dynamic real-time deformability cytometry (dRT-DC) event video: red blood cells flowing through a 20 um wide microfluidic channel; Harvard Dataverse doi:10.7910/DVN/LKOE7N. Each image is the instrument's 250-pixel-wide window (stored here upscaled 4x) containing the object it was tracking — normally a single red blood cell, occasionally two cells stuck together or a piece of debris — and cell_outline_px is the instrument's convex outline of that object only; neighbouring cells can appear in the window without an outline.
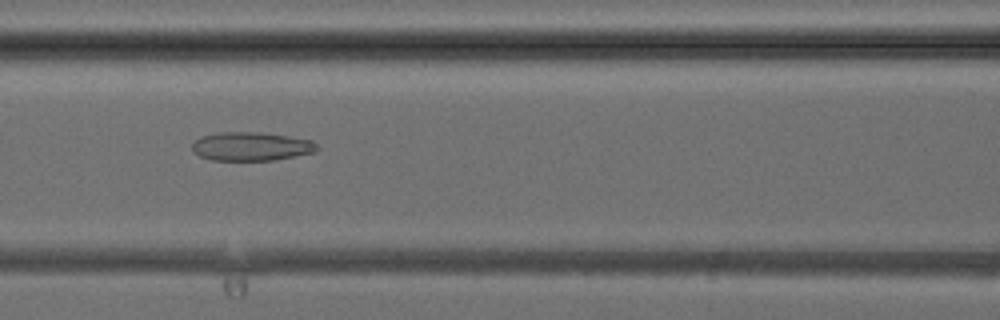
{"species": "common noctule bat (a hibernating species)", "species_latin": "Nyctalus noctula", "temperature_condition": "cold", "stored_images_in_passage": 6, "camera_frame_rate_fps": 3000, "um_per_image_px": 0.085, "animal": {"sex": "female", "body_mass_g": 24.6, "forearm_length_mm": 56.2}, "frame": {"image": 1, "passage_image": 5, "time_ms": 4.667, "image_size_px": [1000, 320], "cell_outline_px": [[320, 148], [312, 152], [272, 160], [212, 160], [200, 156], [192, 152], [192, 144], [200, 136], [216, 132], [260, 132], [288, 136], [312, 140]], "centroid_in_image_um": [21.3, 12.43], "position_along_channel_um": 145.3, "area_um2": 20.81}}
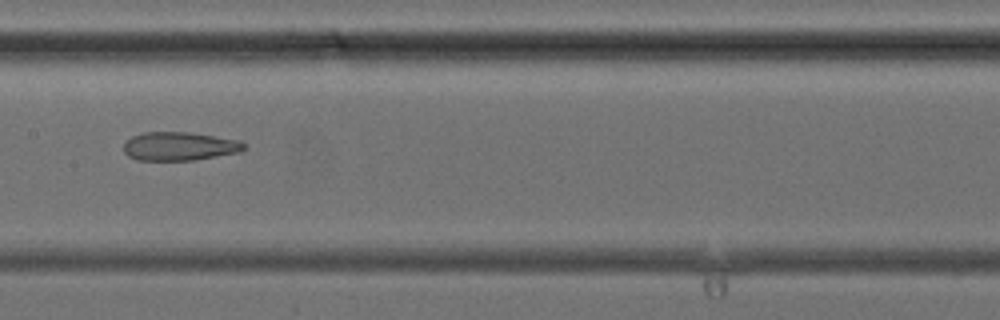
{"frame": {"image": 2, "passage_image": 6, "time_ms": 5.667, "image_size_px": [1000, 320], "cell_outline_px": [[244, 148], [240, 152], [196, 160], [136, 160], [128, 156], [124, 152], [124, 144], [132, 136], [144, 132], [188, 132], [240, 140], [244, 144]], "centroid_in_image_um": [15.24, 12.44], "position_along_channel_um": 192.2, "area_um2": 20.0}}